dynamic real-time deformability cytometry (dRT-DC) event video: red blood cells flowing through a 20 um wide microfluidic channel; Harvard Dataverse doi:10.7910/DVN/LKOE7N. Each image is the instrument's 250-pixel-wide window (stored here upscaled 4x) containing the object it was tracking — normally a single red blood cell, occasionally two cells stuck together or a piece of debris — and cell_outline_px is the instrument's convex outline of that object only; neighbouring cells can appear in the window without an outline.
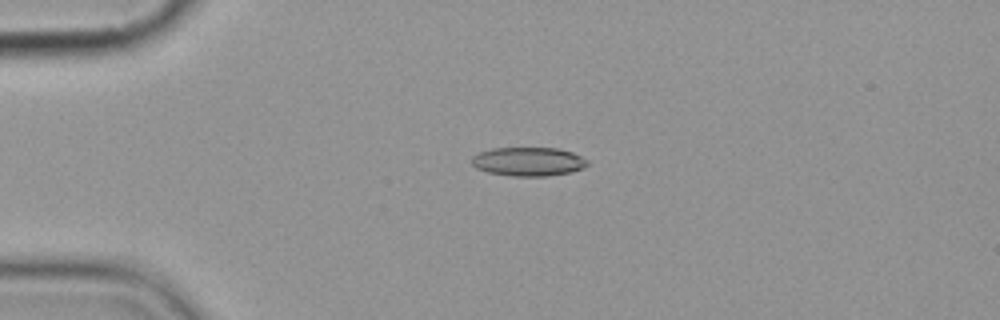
{"species": "common noctule bat (a hibernating species)", "species_latin": "Nyctalus noctula", "temperature_condition": "cold", "stored_images_in_passage": 6, "camera_frame_rate_fps": 3000, "um_per_image_px": 0.085, "animal": {"sex": "female", "body_mass_g": 19.9}, "frame": {"image": 1, "passage_image": 4, "time_ms": 3.333, "image_size_px": [1000, 320], "cell_outline_px": [[588, 164], [572, 172], [548, 176], [512, 176], [488, 172], [476, 168], [472, 164], [472, 156], [480, 152], [492, 148], [556, 148], [572, 152], [588, 160]], "centroid_in_image_um": [44.9, 13.73], "position_along_channel_um": 40.1, "area_um2": 19.36}}
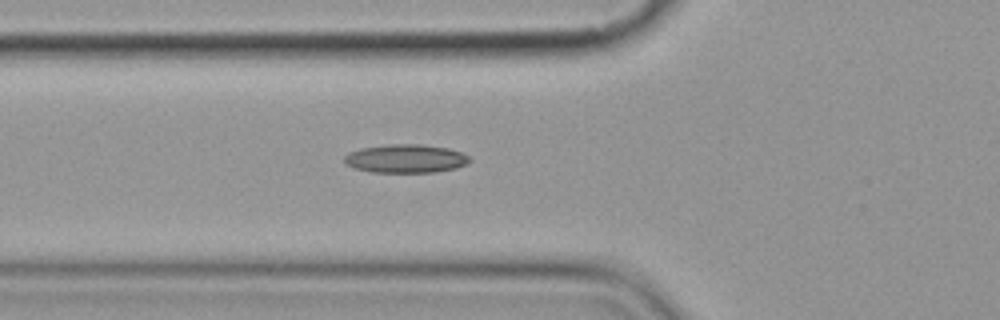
{"frame": {"image": 2, "passage_image": 6, "time_ms": 5.667, "image_size_px": [1000, 320], "cell_outline_px": [[472, 160], [468, 164], [456, 168], [432, 172], [372, 172], [352, 168], [344, 160], [344, 156], [348, 152], [360, 148], [388, 144], [420, 144], [448, 148], [460, 152], [468, 156]], "centroid_in_image_um": [34.48, 13.48], "position_along_channel_um": 91.3, "area_um2": 20.87}}